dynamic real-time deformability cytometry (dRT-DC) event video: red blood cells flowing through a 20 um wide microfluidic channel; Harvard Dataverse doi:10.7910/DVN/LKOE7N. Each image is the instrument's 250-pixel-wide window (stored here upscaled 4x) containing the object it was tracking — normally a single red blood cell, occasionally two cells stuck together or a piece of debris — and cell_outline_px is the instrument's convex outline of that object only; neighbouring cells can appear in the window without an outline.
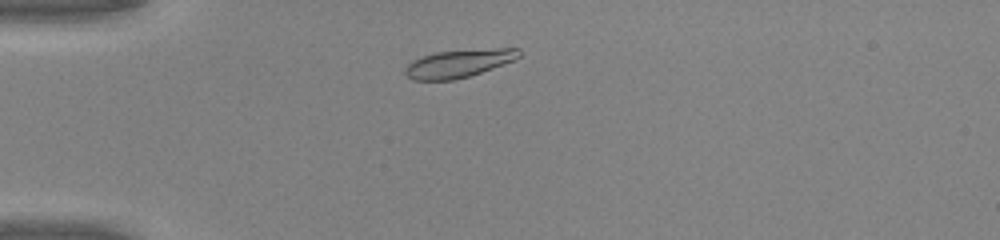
{"species": "common noctule bat (a hibernating species)", "species_latin": "Nyctalus noctula", "temperature_condition": "warm", "stored_images_in_passage": 39, "camera_frame_rate_fps": 3000, "um_per_image_px": 0.085, "animal": {"sex": "male", "body_mass_g": 20.0, "forearm_length_mm": 53.3}, "frame": {"image": 1, "passage_image": 4, "time_ms": 1.0, "image_size_px": [1000, 240], "cell_outline_px": [[520, 56], [516, 60], [456, 80], [412, 80], [404, 72], [404, 68], [412, 60], [436, 52], [496, 48], [520, 48]], "centroid_in_image_um": [39.0, 5.39], "position_along_channel_um": 46.0, "area_um2": 18.44}}
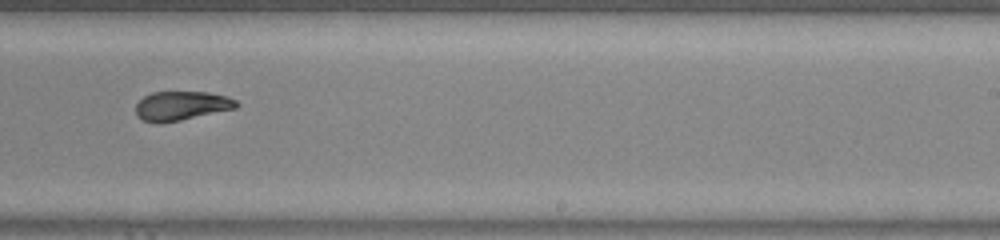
{"frame": {"image": 2, "passage_image": 22, "time_ms": 7.0, "image_size_px": [1000, 240], "cell_outline_px": [[240, 104], [236, 108], [180, 120], [144, 120], [136, 116], [136, 104], [144, 96], [152, 92], [208, 92], [228, 96], [236, 100]], "centroid_in_image_um": [15.48, 8.95], "position_along_channel_um": 273.5, "area_um2": 16.59}}
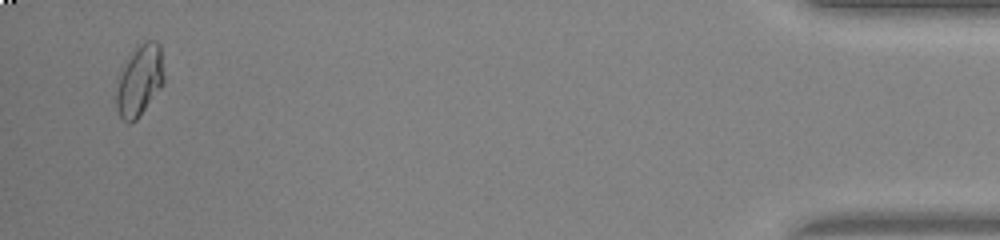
{"frame": {"image": 3, "passage_image": 38, "time_ms": 12.333, "image_size_px": [1000, 240], "cell_outline_px": [[164, 84], [136, 120], [128, 124], [120, 116], [116, 108], [116, 92], [124, 60], [136, 44], [148, 40], [156, 40], [160, 44], [164, 76]], "centroid_in_image_um": [11.86, 6.79], "position_along_channel_um": 423.3, "area_um2": 20.06}, "authors_computed_cell_mechanics": {"area_um2": 18.2648, "velocity_mm_per_s": 4.2318, "shape_relaxation_time_tau1_ms": 4.0189, "shape_relaxation_time_tau2_ms": null, "deformation_change_tau1": 0.1704, "deformation_change_tau2": null}}